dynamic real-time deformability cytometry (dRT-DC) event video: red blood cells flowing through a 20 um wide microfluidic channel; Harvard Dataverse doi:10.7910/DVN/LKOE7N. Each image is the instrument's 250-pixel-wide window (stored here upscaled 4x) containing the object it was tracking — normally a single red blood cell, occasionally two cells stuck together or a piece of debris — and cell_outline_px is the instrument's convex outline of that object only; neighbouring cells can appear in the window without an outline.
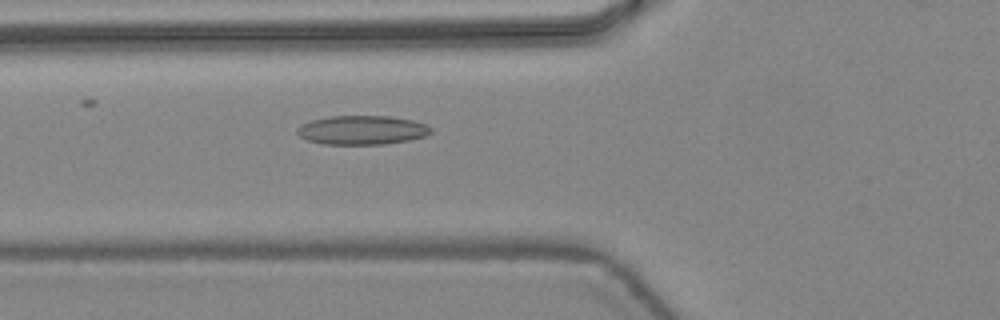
{"species": "common noctule bat (a hibernating species)", "species_latin": "Nyctalus noctula", "temperature_condition": "warm", "stored_images_in_passage": 46, "camera_frame_rate_fps": 3000, "um_per_image_px": 0.085, "animal": {"sex": "female", "body_mass_g": 24.6, "forearm_length_mm": 56.2}, "frame": {"image": 1, "passage_image": 18, "time_ms": 5.667, "image_size_px": [1000, 320], "cell_outline_px": [[432, 132], [424, 136], [408, 140], [384, 144], [324, 144], [308, 140], [300, 136], [296, 132], [296, 128], [300, 124], [312, 120], [328, 116], [388, 116], [412, 120], [428, 124], [432, 128]], "centroid_in_image_um": [30.77, 11.05], "position_along_channel_um": 95.0, "area_um2": 22.66}}
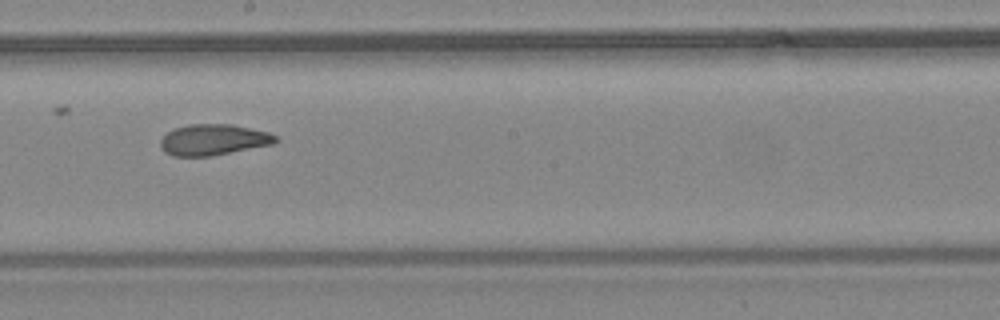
{"frame": {"image": 2, "passage_image": 27, "time_ms": 8.667, "image_size_px": [1000, 320], "cell_outline_px": [[280, 140], [272, 144], [212, 156], [172, 156], [164, 152], [160, 148], [160, 140], [168, 132], [176, 128], [188, 124], [232, 124], [268, 132], [276, 136]], "centroid_in_image_um": [18.13, 11.88], "position_along_channel_um": 230.1, "area_um2": 20.81}}
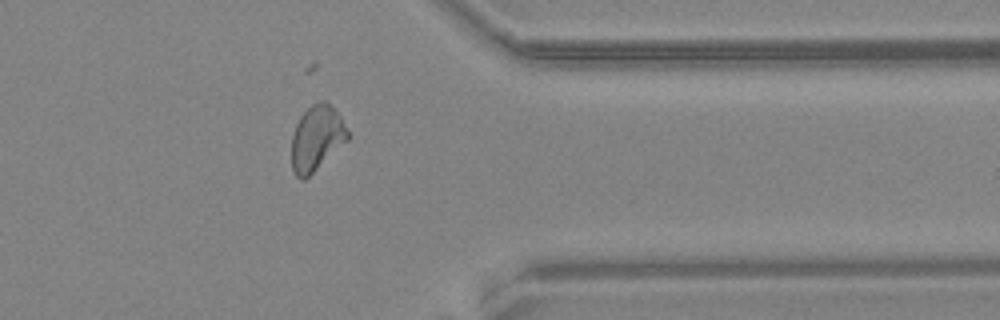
{"frame": {"image": 3, "passage_image": 38, "time_ms": 12.333, "image_size_px": [1000, 320], "cell_outline_px": [[348, 140], [304, 180], [300, 180], [292, 172], [292, 136], [296, 124], [300, 116], [312, 104], [320, 100], [328, 100], [336, 108], [348, 132]], "centroid_in_image_um": [26.91, 11.71], "position_along_channel_um": 384.5, "area_um2": 21.39}, "authors_computed_cell_mechanics": {"area_um2": 21.7617, "velocity_mm_per_s": 4.4847, "shape_relaxation_time_tau1_ms": null, "shape_relaxation_time_tau2_ms": 2.3783, "deformation_change_tau1": null, "deformation_change_tau2": 0.0862}}